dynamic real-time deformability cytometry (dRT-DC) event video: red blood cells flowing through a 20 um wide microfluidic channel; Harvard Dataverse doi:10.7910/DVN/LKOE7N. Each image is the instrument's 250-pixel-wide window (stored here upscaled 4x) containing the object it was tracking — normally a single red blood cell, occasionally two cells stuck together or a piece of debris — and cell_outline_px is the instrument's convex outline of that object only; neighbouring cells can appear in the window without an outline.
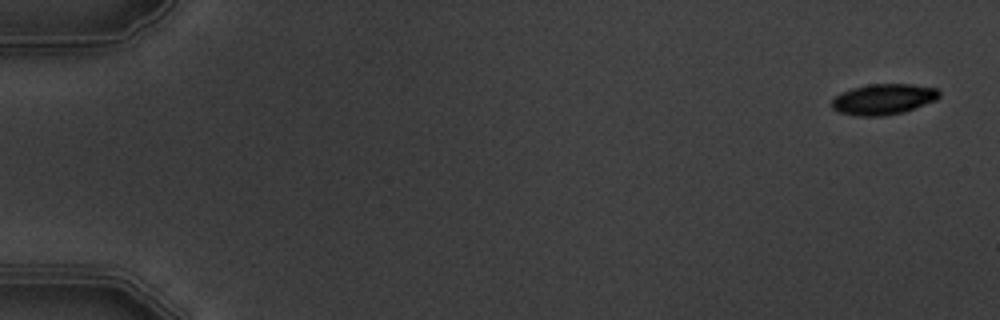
{"species": "common noctule bat (a hibernating species)", "species_latin": "Nyctalus noctula", "temperature_condition": "warm", "stored_images_in_passage": 8, "camera_frame_rate_fps": 3000, "um_per_image_px": 0.085, "animal": {"sex": "male", "body_mass_g": 19.5, "forearm_length_mm": 54.6}, "frame": {"image": 1, "passage_image": 1, "time_ms": 0.0, "image_size_px": [1000, 320], "cell_outline_px": [[940, 96], [936, 100], [904, 112], [884, 116], [856, 116], [840, 112], [832, 108], [832, 100], [840, 92], [852, 88], [868, 84], [912, 84], [936, 88], [940, 92]], "centroid_in_image_um": [75.09, 8.43], "position_along_channel_um": 9.9, "area_um2": 19.31}}
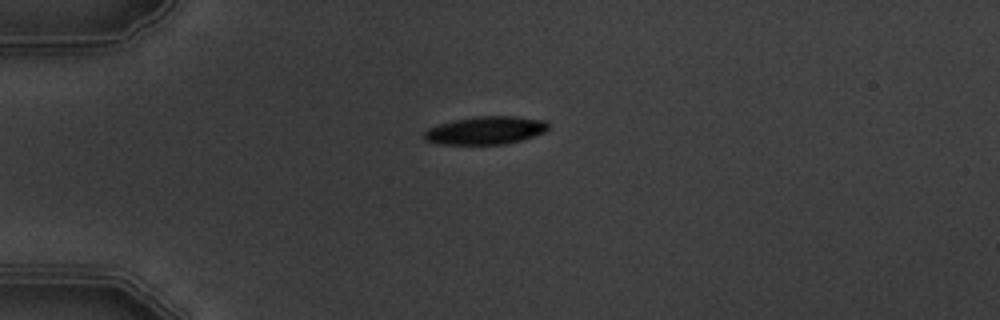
{"frame": {"image": 2, "passage_image": 5, "time_ms": 4.333, "image_size_px": [1000, 320], "cell_outline_px": [[548, 128], [544, 132], [524, 140], [504, 144], [440, 144], [424, 140], [424, 132], [428, 128], [440, 124], [456, 120], [480, 116], [516, 116], [544, 120], [548, 124]], "centroid_in_image_um": [41.3, 11.09], "position_along_channel_um": 43.7, "area_um2": 20.11}}